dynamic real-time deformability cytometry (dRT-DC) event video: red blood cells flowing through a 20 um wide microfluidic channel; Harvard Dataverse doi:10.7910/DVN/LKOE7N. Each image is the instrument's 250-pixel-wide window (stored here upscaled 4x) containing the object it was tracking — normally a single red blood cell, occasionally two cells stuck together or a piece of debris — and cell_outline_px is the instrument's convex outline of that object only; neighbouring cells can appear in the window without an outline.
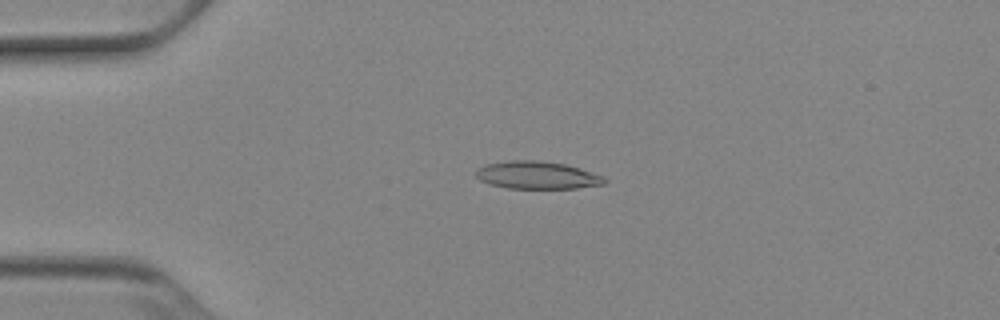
{"species": "Egyptian fruit bat (a non-hibernating species)", "species_latin": "Rousettus aegyptiacus", "temperature_condition": "cold", "stored_images_in_passage": 53, "camera_frame_rate_fps": 3000, "um_per_image_px": 0.085, "animal": {"sex": "female"}, "frame": {"image": 1, "passage_image": 13, "time_ms": 4.0, "image_size_px": [1000, 320], "cell_outline_px": [[608, 180], [604, 184], [576, 188], [508, 188], [492, 184], [480, 180], [476, 176], [476, 172], [480, 168], [488, 164], [508, 160], [540, 160], [564, 164], [604, 176]], "centroid_in_image_um": [45.68, 14.89], "position_along_channel_um": 39.3, "area_um2": 20.4}}
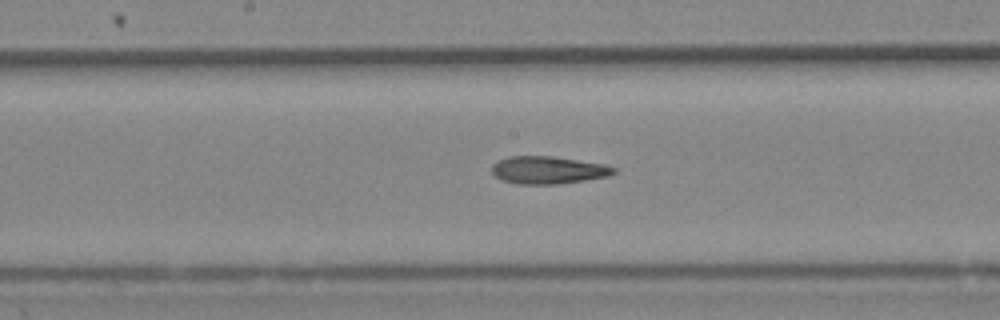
{"frame": {"image": 2, "passage_image": 28, "time_ms": 9.0, "image_size_px": [1000, 320], "cell_outline_px": [[616, 172], [608, 176], [560, 184], [520, 184], [500, 180], [492, 172], [492, 164], [496, 160], [508, 156], [552, 156], [604, 164], [616, 168]], "centroid_in_image_um": [46.55, 14.45], "position_along_channel_um": 201.6, "area_um2": 19.65}}
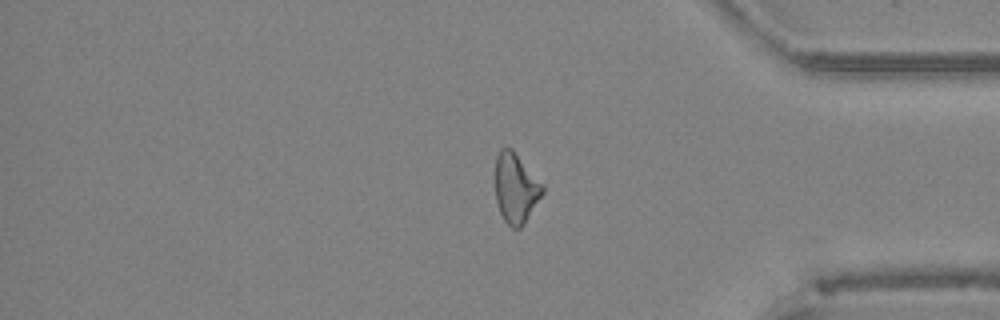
{"frame": {"image": 3, "passage_image": 44, "time_ms": 14.333, "image_size_px": [1000, 320], "cell_outline_px": [[544, 192], [520, 228], [512, 228], [504, 220], [500, 212], [496, 200], [496, 156], [500, 148], [512, 148], [544, 184]], "centroid_in_image_um": [43.85, 15.96], "position_along_channel_um": 391.4, "area_um2": 19.13}, "authors_computed_cell_mechanics": {"area_um2": 20.0566, "velocity_mm_per_s": 3.912, "shape_relaxation_time_tau1_ms": null, "shape_relaxation_time_tau2_ms": 6.0502, "deformation_change_tau1": null, "deformation_change_tau2": 0.1755}}